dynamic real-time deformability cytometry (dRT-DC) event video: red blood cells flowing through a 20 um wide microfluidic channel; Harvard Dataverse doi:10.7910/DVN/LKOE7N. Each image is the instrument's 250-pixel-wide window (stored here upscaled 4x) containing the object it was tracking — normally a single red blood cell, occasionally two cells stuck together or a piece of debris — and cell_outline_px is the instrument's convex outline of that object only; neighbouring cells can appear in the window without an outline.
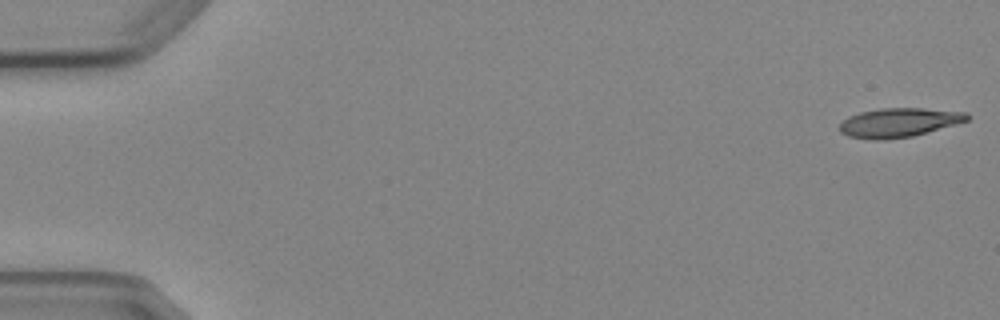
{"species": "Egyptian fruit bat (a non-hibernating species)", "species_latin": "Rousettus aegyptiacus", "temperature_condition": "cold", "stored_images_in_passage": 5, "camera_frame_rate_fps": 3000, "um_per_image_px": 0.085, "animal": {"sex": "female"}, "frame": {"image": 1, "passage_image": 1, "time_ms": 0.0, "image_size_px": [1000, 320], "cell_outline_px": [[972, 116], [968, 120], [956, 124], [912, 136], [884, 140], [872, 140], [848, 136], [840, 132], [840, 124], [848, 116], [860, 112], [880, 108], [924, 108], [968, 112]], "centroid_in_image_um": [76.42, 10.41], "position_along_channel_um": 8.6, "area_um2": 21.73}}
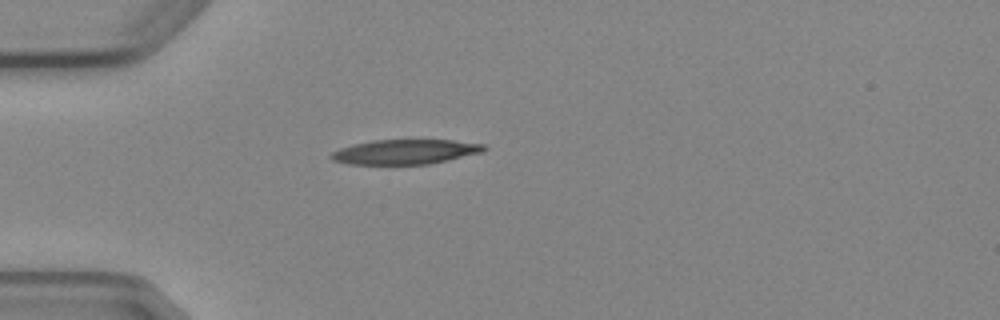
{"frame": {"image": 2, "passage_image": 5, "time_ms": 4.667, "image_size_px": [1000, 320], "cell_outline_px": [[488, 148], [484, 152], [428, 164], [348, 164], [332, 160], [328, 156], [332, 152], [340, 148], [352, 144], [372, 140], [452, 140], [484, 144]], "centroid_in_image_um": [34.43, 12.9], "position_along_channel_um": 50.6, "area_um2": 22.08}}